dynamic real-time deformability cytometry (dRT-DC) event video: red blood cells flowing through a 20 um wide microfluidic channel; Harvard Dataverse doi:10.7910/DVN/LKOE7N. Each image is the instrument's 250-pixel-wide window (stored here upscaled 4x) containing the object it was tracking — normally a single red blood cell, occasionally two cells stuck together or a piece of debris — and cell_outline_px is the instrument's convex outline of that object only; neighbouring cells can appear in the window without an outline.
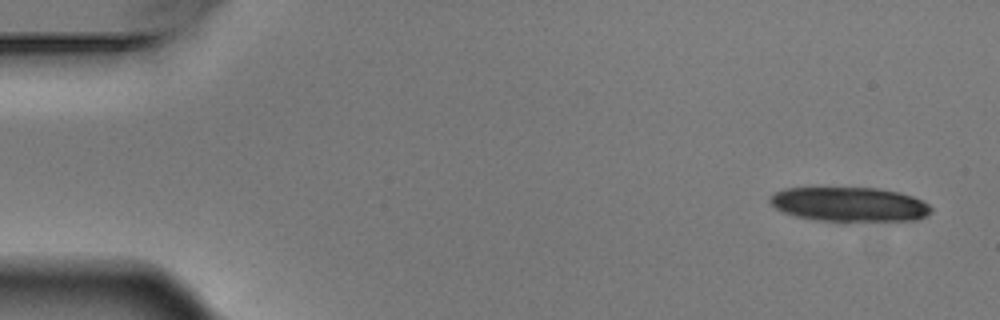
{"species": "Egyptian fruit bat (a non-hibernating species)", "species_latin": "Rousettus aegyptiacus", "temperature_condition": "warm", "stored_images_in_passage": 5, "camera_frame_rate_fps": 3000, "um_per_image_px": 0.085, "animal": {"sex": "male"}, "frame": {"image": 1, "passage_image": 1, "time_ms": 0.0, "image_size_px": [1000, 320], "cell_outline_px": [[932, 212], [928, 216], [916, 220], [820, 220], [796, 216], [784, 212], [776, 208], [768, 200], [776, 192], [784, 188], [876, 188], [900, 192], [912, 196], [928, 204], [932, 208]], "centroid_in_image_um": [72.24, 17.36], "position_along_channel_um": 12.8, "area_um2": 31.85}}